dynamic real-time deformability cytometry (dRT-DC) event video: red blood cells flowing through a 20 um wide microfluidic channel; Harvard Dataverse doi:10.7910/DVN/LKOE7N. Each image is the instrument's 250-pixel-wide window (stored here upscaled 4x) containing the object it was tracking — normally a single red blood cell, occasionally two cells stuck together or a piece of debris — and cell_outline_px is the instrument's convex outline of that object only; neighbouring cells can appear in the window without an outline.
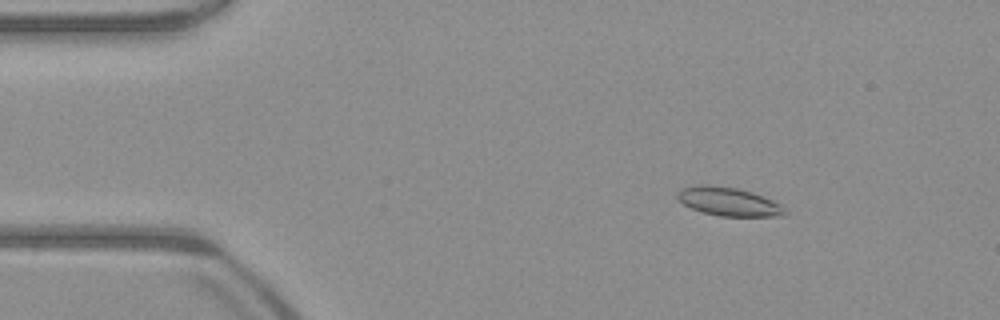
{"species": "common noctule bat (a hibernating species)", "species_latin": "Nyctalus noctula", "temperature_condition": "warm", "stored_images_in_passage": 52, "camera_frame_rate_fps": 3000, "um_per_image_px": 0.085, "animal": {"sex": "male", "body_mass_g": 23.1, "forearm_length_mm": 52.7}, "frame": {"image": 1, "passage_image": 7, "time_ms": 2.0, "image_size_px": [1000, 320], "cell_outline_px": [[788, 212], [784, 216], [720, 216], [704, 212], [692, 208], [684, 204], [676, 196], [676, 192], [684, 188], [700, 184], [708, 184], [736, 188], [752, 192], [772, 200], [780, 204]], "centroid_in_image_um": [61.95, 17.13], "position_along_channel_um": 23.1, "area_um2": 17.74}}
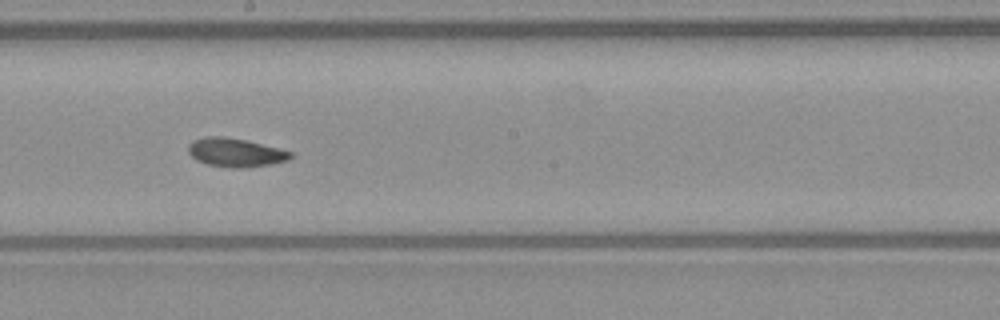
{"frame": {"image": 2, "passage_image": 28, "time_ms": 9.0, "image_size_px": [1000, 320], "cell_outline_px": [[292, 156], [288, 160], [272, 164], [248, 168], [232, 168], [208, 164], [196, 160], [188, 152], [188, 144], [192, 140], [204, 136], [224, 136], [248, 140], [292, 152]], "centroid_in_image_um": [20.0, 12.96], "position_along_channel_um": 228.2, "area_um2": 17.28}}
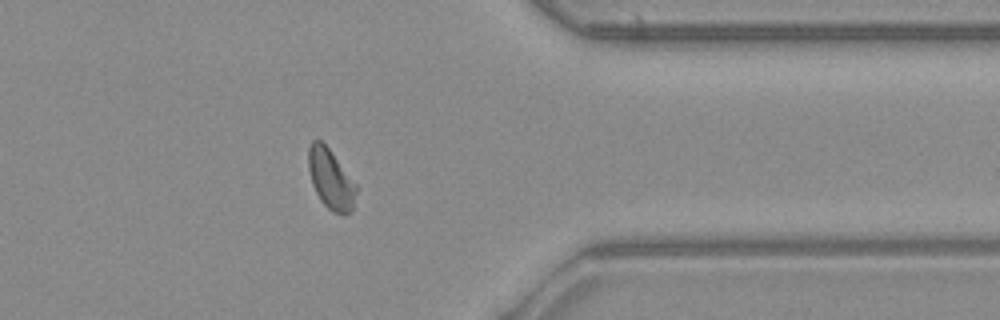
{"frame": {"image": 3, "passage_image": 41, "time_ms": 13.333, "image_size_px": [1000, 320], "cell_outline_px": [[356, 192], [352, 212], [344, 216], [332, 212], [320, 200], [312, 184], [308, 168], [308, 148], [312, 140], [320, 140], [328, 148], [356, 184]], "centroid_in_image_um": [28.1, 15.26], "position_along_channel_um": 383.3, "area_um2": 16.65}, "authors_computed_cell_mechanics": {"area_um2": 16.8776, "velocity_mm_per_s": 3.946, "shape_relaxation_time_tau1_ms": 5.0559, "shape_relaxation_time_tau2_ms": 2.5241, "deformation_change_tau1": 0.1274, "deformation_change_tau2": 0.0751}}